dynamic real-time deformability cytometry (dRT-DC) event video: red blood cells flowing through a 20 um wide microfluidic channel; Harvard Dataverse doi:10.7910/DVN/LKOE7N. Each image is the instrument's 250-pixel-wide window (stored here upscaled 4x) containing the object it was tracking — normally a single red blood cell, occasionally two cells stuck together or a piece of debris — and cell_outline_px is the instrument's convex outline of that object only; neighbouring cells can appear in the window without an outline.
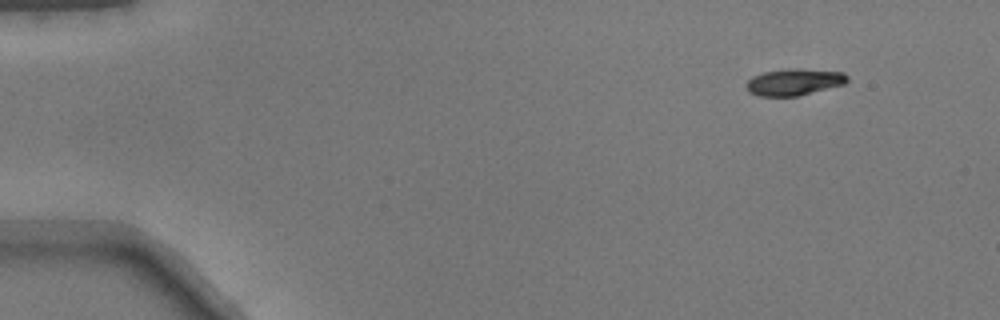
{"species": "common noctule bat (a hibernating species)", "species_latin": "Nyctalus noctula", "temperature_condition": "warm", "stored_images_in_passage": 6, "camera_frame_rate_fps": 3000, "um_per_image_px": 0.085, "animal": {"sex": "male", "body_mass_g": 17.9}, "frame": {"image": 1, "passage_image": 2, "time_ms": 0.333, "image_size_px": [1000, 320], "cell_outline_px": [[848, 80], [844, 84], [796, 96], [760, 96], [748, 92], [744, 84], [752, 76], [764, 72], [788, 68], [796, 68], [844, 72], [848, 76]], "centroid_in_image_um": [67.46, 6.96], "position_along_channel_um": 17.5, "area_um2": 15.72}}